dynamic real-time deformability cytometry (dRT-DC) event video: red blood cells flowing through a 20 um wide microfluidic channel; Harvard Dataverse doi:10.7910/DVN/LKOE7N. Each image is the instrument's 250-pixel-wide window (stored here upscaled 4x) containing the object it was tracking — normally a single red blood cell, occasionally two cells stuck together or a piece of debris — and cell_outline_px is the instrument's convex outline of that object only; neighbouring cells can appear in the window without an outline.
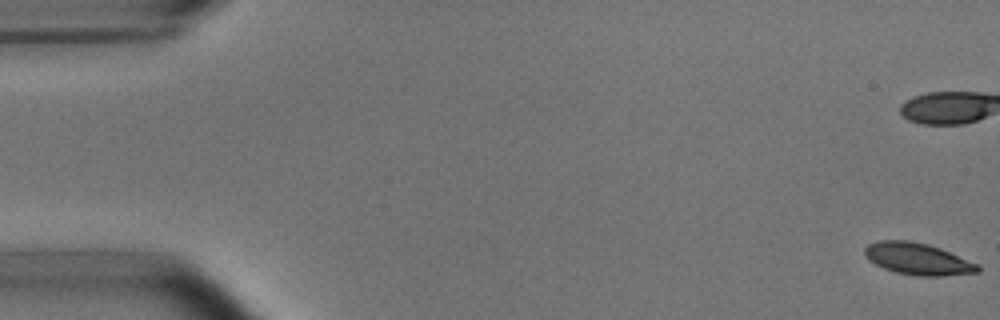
{"species": "common noctule bat (a hibernating species)", "species_latin": "Nyctalus noctula", "temperature_condition": "room temperature", "stored_images_in_passage": 8, "camera_frame_rate_fps": 3000, "um_per_image_px": 0.085, "animal": {"sex": "male", "body_mass_g": 15.6}, "frame": {"image": 1, "passage_image": 1, "time_ms": 0.0, "image_size_px": [1000, 320], "cell_outline_px": [[980, 272], [944, 276], [916, 276], [896, 272], [884, 268], [868, 260], [864, 256], [864, 248], [868, 244], [880, 240], [908, 240], [928, 244], [940, 248], [980, 264]], "centroid_in_image_um": [78.02, 22.01], "position_along_channel_um": 7.0, "area_um2": 21.15}}